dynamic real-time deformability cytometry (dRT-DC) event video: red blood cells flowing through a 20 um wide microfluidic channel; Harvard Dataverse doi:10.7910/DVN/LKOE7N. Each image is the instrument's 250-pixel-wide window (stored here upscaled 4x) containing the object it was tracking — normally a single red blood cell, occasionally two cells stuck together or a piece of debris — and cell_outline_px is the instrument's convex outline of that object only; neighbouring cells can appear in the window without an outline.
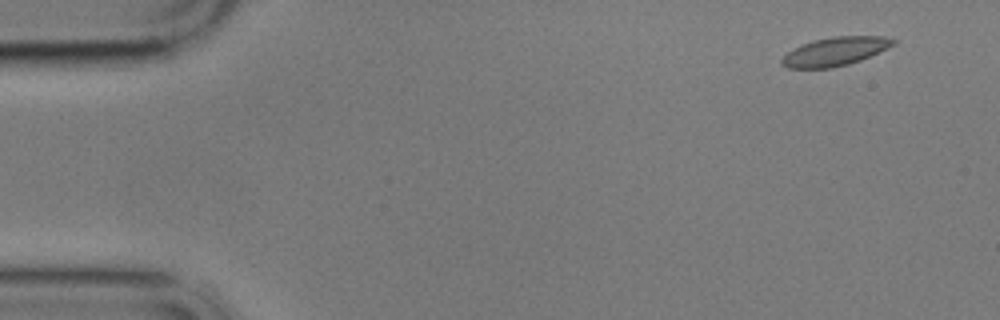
{"species": "common noctule bat (a hibernating species)", "species_latin": "Nyctalus noctula", "temperature_condition": "cold", "stored_images_in_passage": 8, "camera_frame_rate_fps": 3000, "um_per_image_px": 0.085, "animal": {"sex": "male", "body_mass_g": 17.9}, "frame": {"image": 1, "passage_image": 1, "time_ms": 0.0, "image_size_px": [1000, 320], "cell_outline_px": [[896, 44], [860, 60], [848, 64], [832, 68], [788, 68], [780, 64], [780, 60], [788, 52], [804, 44], [816, 40], [832, 36], [884, 36], [896, 40]], "centroid_in_image_um": [70.99, 4.38], "position_along_channel_um": 14.0, "area_um2": 18.32}}
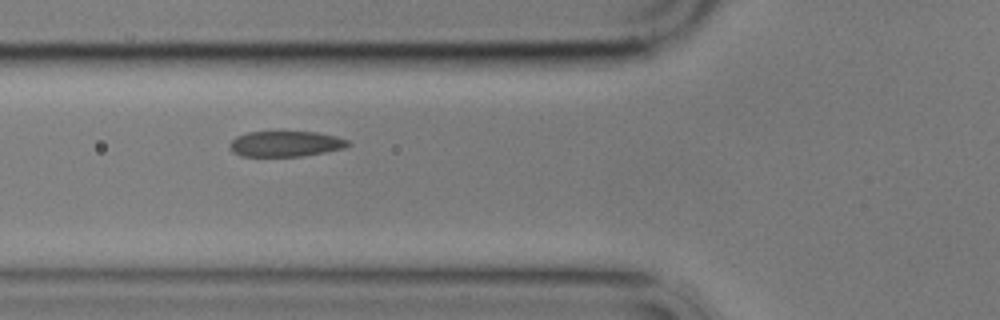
{"frame": {"image": 2, "passage_image": 6, "time_ms": 5.667, "image_size_px": [1000, 320], "cell_outline_px": [[352, 144], [344, 148], [324, 152], [300, 156], [240, 156], [232, 152], [228, 148], [228, 144], [236, 136], [248, 132], [316, 132], [336, 136], [348, 140]], "centroid_in_image_um": [24.24, 12.23], "position_along_channel_um": 101.6, "area_um2": 17.69}}
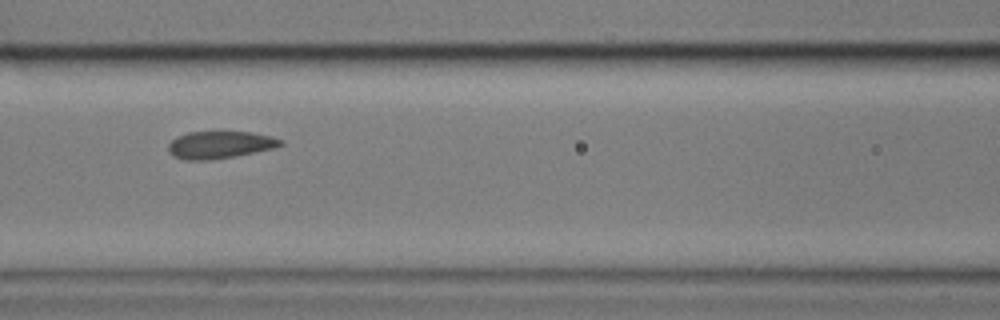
{"frame": {"image": 3, "passage_image": 7, "time_ms": 7.0, "image_size_px": [1000, 320], "cell_outline_px": [[284, 144], [276, 148], [212, 160], [184, 160], [172, 156], [168, 152], [168, 144], [176, 136], [188, 132], [252, 132], [272, 136], [284, 140]], "centroid_in_image_um": [18.69, 12.31], "position_along_channel_um": 147.9, "area_um2": 18.09}}